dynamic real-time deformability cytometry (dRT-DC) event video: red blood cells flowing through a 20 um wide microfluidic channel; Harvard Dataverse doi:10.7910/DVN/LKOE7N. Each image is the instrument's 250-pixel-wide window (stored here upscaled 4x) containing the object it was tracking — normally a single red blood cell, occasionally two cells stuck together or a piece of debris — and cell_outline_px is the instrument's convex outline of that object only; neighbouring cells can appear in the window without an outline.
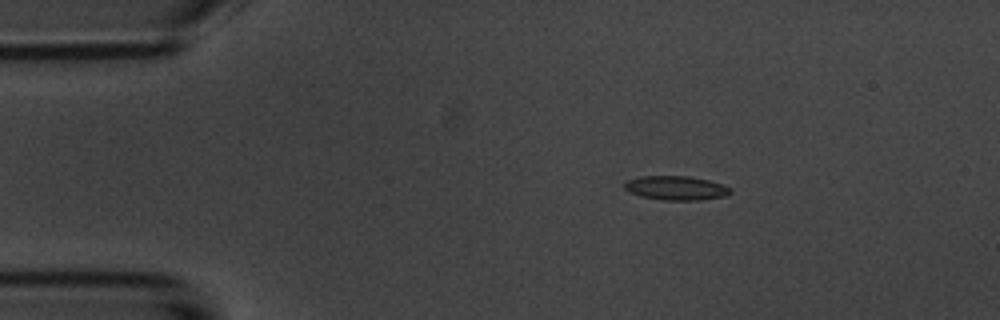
{"species": "common noctule bat (a hibernating species)", "species_latin": "Nyctalus noctula", "temperature_condition": "room temperature", "stored_images_in_passage": 5, "camera_frame_rate_fps": 3000, "um_per_image_px": 0.085, "animal": {"sex": "male", "body_mass_g": 20.1, "forearm_length_mm": 53.5}, "frame": {"image": 1, "passage_image": 2, "time_ms": 1.333, "image_size_px": [1000, 320], "cell_outline_px": [[732, 192], [724, 196], [696, 200], [664, 200], [640, 196], [624, 188], [624, 184], [628, 180], [640, 176], [688, 176], [708, 180], [732, 188]], "centroid_in_image_um": [57.46, 15.97], "position_along_channel_um": 27.5, "area_um2": 14.68}}
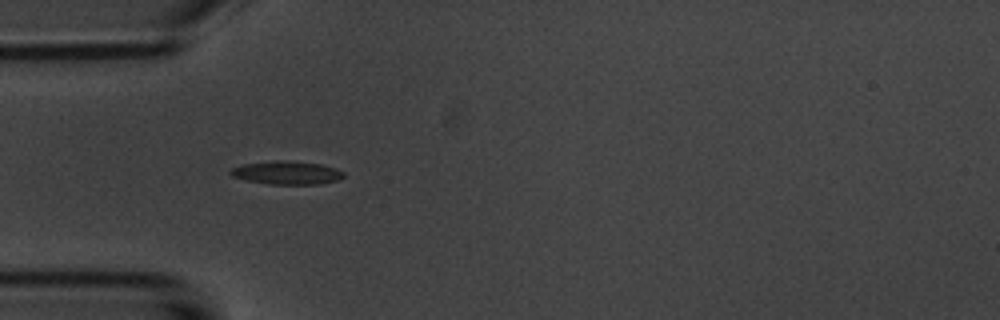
{"frame": {"image": 2, "passage_image": 4, "time_ms": 3.667, "image_size_px": [1000, 320], "cell_outline_px": [[344, 176], [336, 180], [320, 184], [268, 184], [248, 180], [232, 176], [228, 172], [232, 168], [240, 164], [276, 160], [284, 160], [320, 164], [336, 168], [344, 172]], "centroid_in_image_um": [24.35, 14.67], "position_along_channel_um": 60.6, "area_um2": 15.32}}